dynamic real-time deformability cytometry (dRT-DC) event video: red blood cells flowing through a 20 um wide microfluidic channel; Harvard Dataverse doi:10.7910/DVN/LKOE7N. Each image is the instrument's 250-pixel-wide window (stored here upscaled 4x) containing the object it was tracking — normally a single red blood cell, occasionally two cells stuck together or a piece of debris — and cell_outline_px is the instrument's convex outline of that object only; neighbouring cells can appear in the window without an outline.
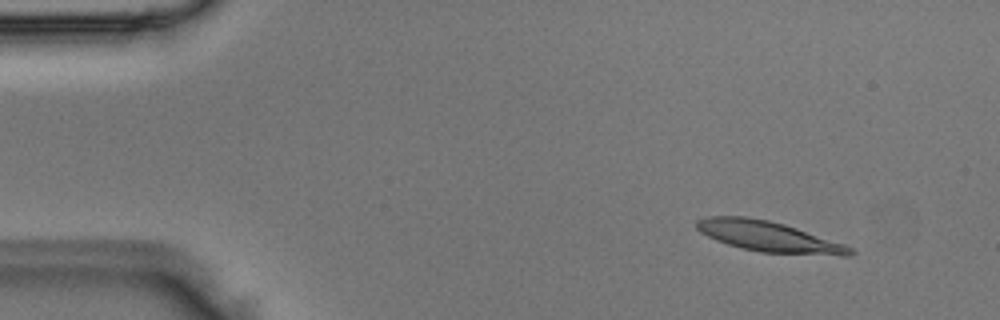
{"species": "Egyptian fruit bat (a non-hibernating species)", "species_latin": "Rousettus aegyptiacus", "temperature_condition": "room temperature", "stored_images_in_passage": 3, "camera_frame_rate_fps": 3000, "um_per_image_px": 0.085, "animal": {"sex": "male"}, "frame": {"image": 1, "passage_image": 1, "time_ms": 0.0, "image_size_px": [1000, 320], "cell_outline_px": [[856, 252], [852, 256], [840, 256], [760, 252], [740, 248], [716, 240], [700, 232], [696, 228], [696, 220], [708, 216], [744, 216], [768, 220], [784, 224], [844, 244], [852, 248]], "centroid_in_image_um": [65.35, 20.11], "position_along_channel_um": 19.7, "area_um2": 27.28}}